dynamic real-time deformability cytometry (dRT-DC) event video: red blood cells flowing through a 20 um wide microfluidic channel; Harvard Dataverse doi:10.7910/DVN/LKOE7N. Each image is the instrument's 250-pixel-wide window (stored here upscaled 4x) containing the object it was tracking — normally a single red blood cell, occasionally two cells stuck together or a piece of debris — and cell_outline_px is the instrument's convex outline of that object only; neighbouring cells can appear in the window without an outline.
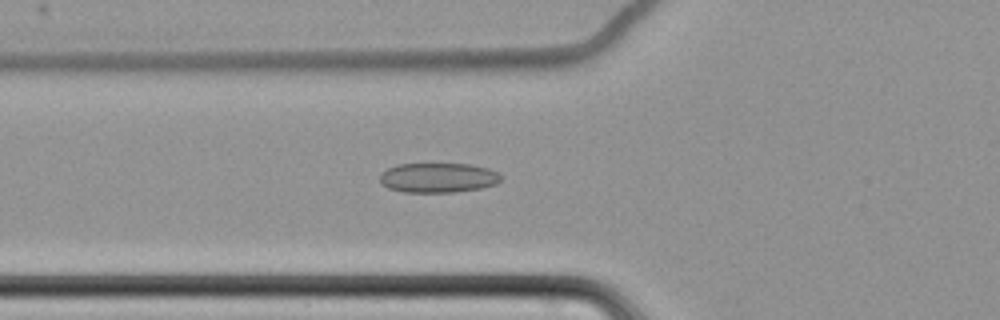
{"species": "common noctule bat (a hibernating species)", "species_latin": "Nyctalus noctula", "temperature_condition": "cold", "stored_images_in_passage": 48, "camera_frame_rate_fps": 3000, "um_per_image_px": 0.085, "animal": {"sex": "female", "body_mass_g": 22.7, "forearm_length_mm": 54.2}, "frame": {"image": 1, "passage_image": 11, "time_ms": 3.333, "image_size_px": [1000, 320], "cell_outline_px": [[500, 180], [496, 184], [480, 188], [452, 192], [404, 192], [388, 188], [380, 184], [380, 172], [396, 164], [472, 164], [488, 168], [496, 172], [500, 176]], "centroid_in_image_um": [37.19, 15.1], "position_along_channel_um": 88.6, "area_um2": 20.98}}
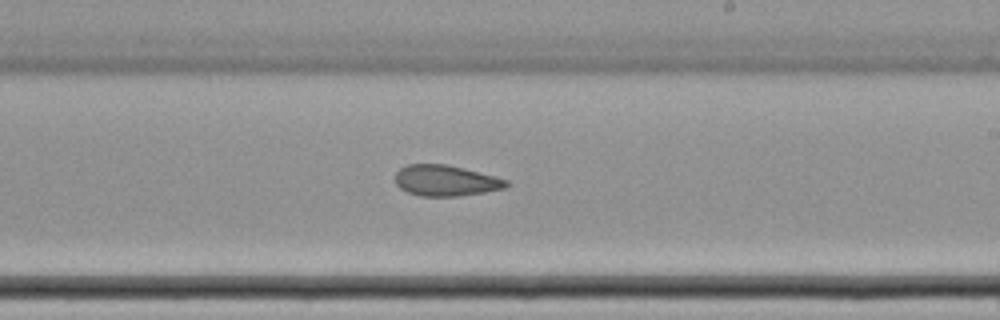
{"frame": {"image": 2, "passage_image": 25, "time_ms": 8.0, "image_size_px": [1000, 320], "cell_outline_px": [[508, 184], [504, 188], [484, 192], [460, 196], [420, 196], [408, 192], [400, 188], [396, 184], [396, 172], [400, 168], [408, 164], [444, 164], [496, 176], [508, 180]], "centroid_in_image_um": [37.87, 15.35], "position_along_channel_um": 251.1, "area_um2": 19.83}}
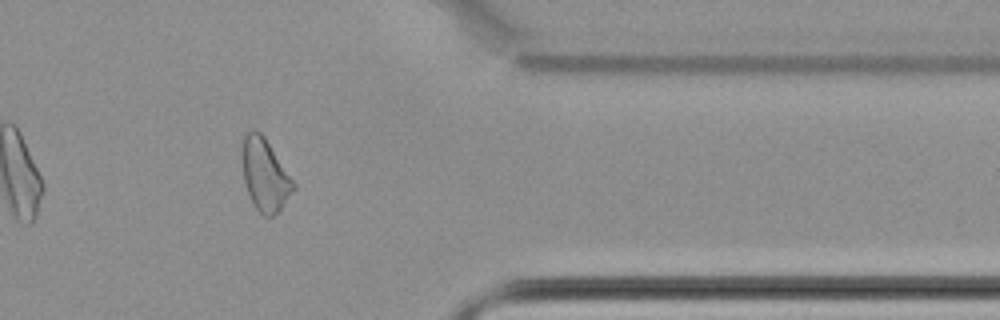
{"frame": {"image": 3, "passage_image": 38, "time_ms": 12.333, "image_size_px": [1000, 320], "cell_outline_px": [[296, 188], [280, 208], [272, 216], [264, 216], [256, 208], [248, 192], [244, 180], [240, 152], [244, 132], [252, 128], [260, 132], [264, 136], [296, 184]], "centroid_in_image_um": [22.48, 14.79], "position_along_channel_um": 388.9, "area_um2": 21.62}, "authors_computed_cell_mechanics": {"area_um2": 21.1548, "velocity_mm_per_s": 3.4811, "shape_relaxation_time_tau1_ms": null, "shape_relaxation_time_tau2_ms": 2.6371, "deformation_change_tau1": null, "deformation_change_tau2": 0.0951}}